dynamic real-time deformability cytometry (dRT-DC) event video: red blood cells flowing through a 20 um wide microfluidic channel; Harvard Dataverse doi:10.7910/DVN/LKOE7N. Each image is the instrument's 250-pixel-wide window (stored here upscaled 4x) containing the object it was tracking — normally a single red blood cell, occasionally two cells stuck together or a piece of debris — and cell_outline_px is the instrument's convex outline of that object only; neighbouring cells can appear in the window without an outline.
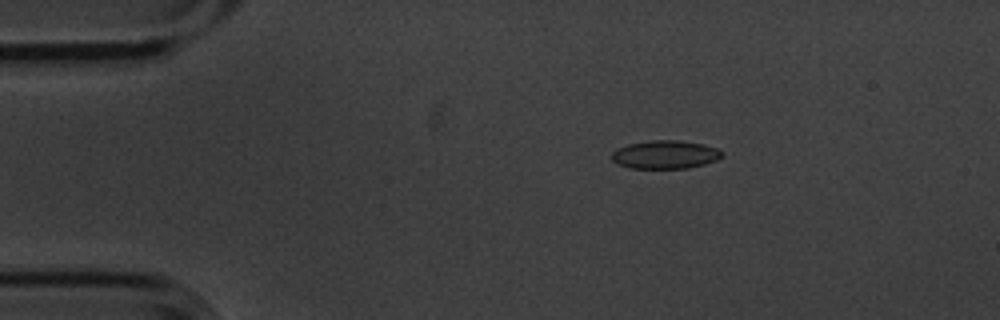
{"species": "common noctule bat (a hibernating species)", "species_latin": "Nyctalus noctula", "temperature_condition": "cold", "stored_images_in_passage": 47, "camera_frame_rate_fps": 3000, "um_per_image_px": 0.085, "animal": {"sex": "male", "body_mass_g": 20.1, "forearm_length_mm": 53.5}, "frame": {"image": 1, "passage_image": 1, "time_ms": 0.0, "image_size_px": [1000, 320], "cell_outline_px": [[724, 152], [716, 160], [704, 164], [688, 168], [632, 168], [620, 164], [612, 160], [612, 152], [628, 144], [652, 140], [676, 140], [704, 144], [716, 148]], "centroid_in_image_um": [56.56, 13.13], "position_along_channel_um": 28.4, "area_um2": 17.92}}
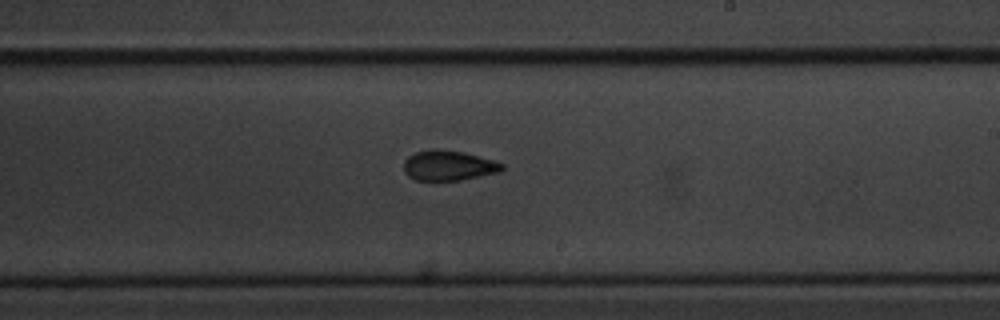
{"frame": {"image": 2, "passage_image": 24, "time_ms": 7.667, "image_size_px": [1000, 320], "cell_outline_px": [[504, 168], [500, 172], [460, 180], [416, 180], [408, 176], [404, 172], [404, 160], [408, 156], [416, 152], [432, 148], [436, 148], [464, 152], [496, 160], [504, 164]], "centroid_in_image_um": [38.14, 14.05], "position_along_channel_um": 250.9, "area_um2": 17.46}}
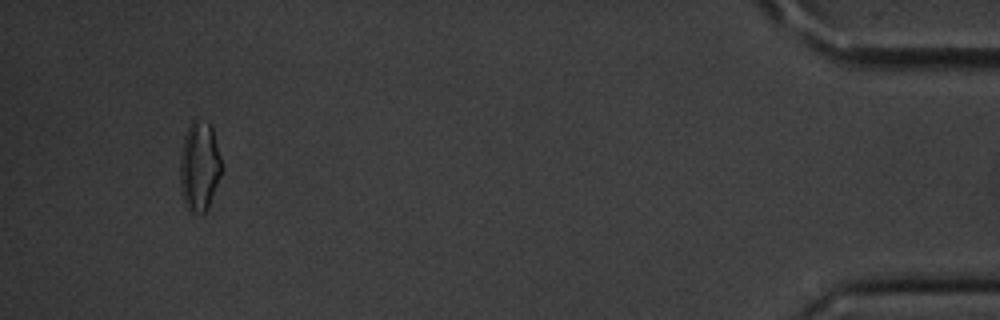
{"frame": {"image": 3, "passage_image": 44, "time_ms": 14.333, "image_size_px": [1000, 320], "cell_outline_px": [[220, 176], [208, 208], [204, 212], [192, 216], [188, 212], [184, 200], [180, 184], [180, 156], [184, 136], [192, 120], [196, 116], [208, 124], [212, 128], [220, 156]], "centroid_in_image_um": [16.92, 14.16], "position_along_channel_um": 418.3, "area_um2": 21.68}, "authors_computed_cell_mechanics": {"area_um2": 17.8602, "velocity_mm_per_s": 3.572, "shape_relaxation_time_tau1_ms": 2.6252, "shape_relaxation_time_tau2_ms": 2.9913, "deformation_change_tau1": 0.0788, "deformation_change_tau2": 0.0693}}